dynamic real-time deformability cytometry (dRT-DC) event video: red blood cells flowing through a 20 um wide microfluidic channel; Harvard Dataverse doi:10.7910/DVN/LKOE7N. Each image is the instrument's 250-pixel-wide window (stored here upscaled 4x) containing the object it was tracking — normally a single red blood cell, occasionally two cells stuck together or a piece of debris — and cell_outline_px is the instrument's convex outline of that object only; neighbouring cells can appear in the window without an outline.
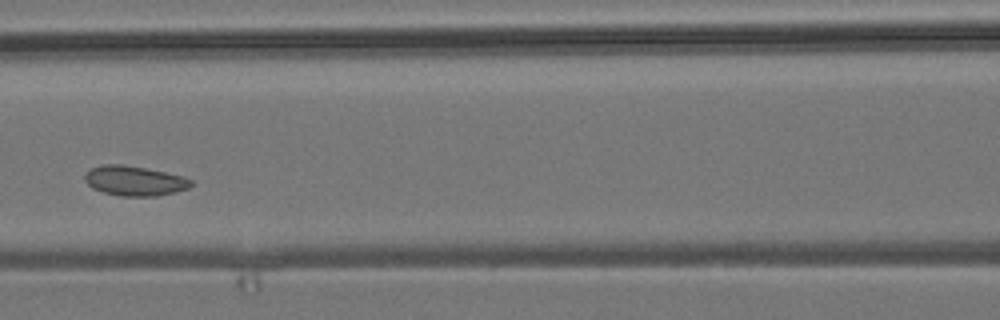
{"species": "common noctule bat (a hibernating species)", "species_latin": "Nyctalus noctula", "temperature_condition": "room temperature", "stored_images_in_passage": 7, "camera_frame_rate_fps": 3000, "um_per_image_px": 0.085, "animal": {"sex": "male", "body_mass_g": 19.2, "forearm_length_mm": 51.8}, "frame": {"image": 1, "passage_image": 5, "time_ms": 1.333, "image_size_px": [1000, 320], "cell_outline_px": [[192, 184], [188, 188], [176, 192], [156, 196], [120, 196], [104, 192], [92, 188], [84, 180], [84, 176], [92, 168], [104, 164], [124, 164], [184, 176], [192, 180]], "centroid_in_image_um": [11.44, 15.37], "position_along_channel_um": 155.2, "area_um2": 18.38}}
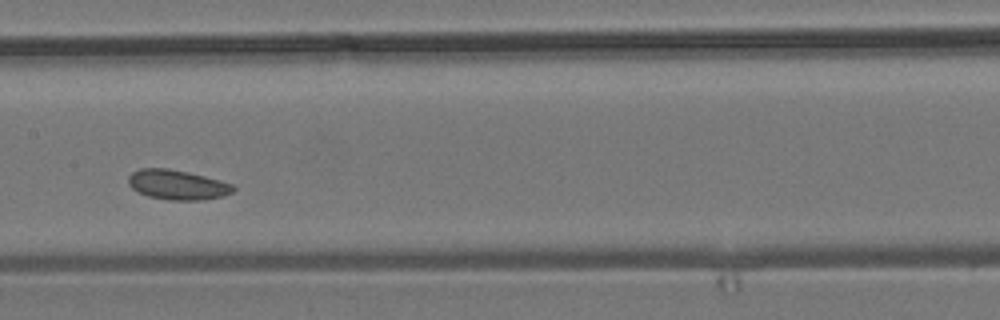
{"frame": {"image": 2, "passage_image": 6, "time_ms": 1.667, "image_size_px": [1000, 320], "cell_outline_px": [[236, 188], [232, 192], [224, 196], [200, 200], [168, 200], [148, 196], [132, 188], [128, 184], [128, 176], [132, 172], [140, 168], [168, 168], [188, 172], [220, 180], [232, 184]], "centroid_in_image_um": [15.07, 15.7], "position_along_channel_um": 192.3, "area_um2": 18.21}}
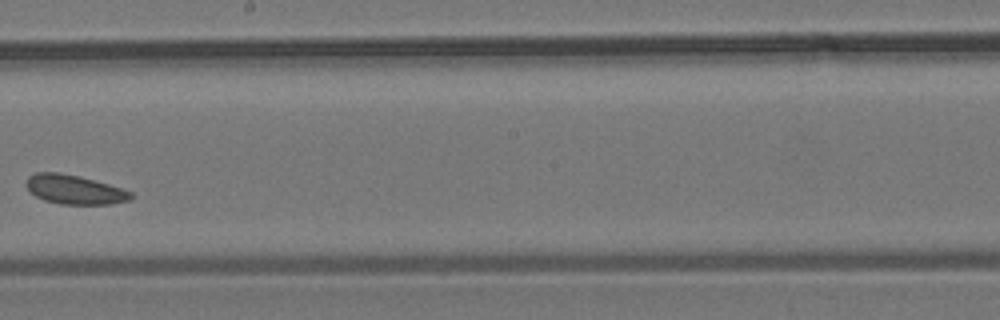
{"frame": {"image": 3, "passage_image": 7, "time_ms": 2.0, "image_size_px": [1000, 320], "cell_outline_px": [[132, 196], [128, 200], [112, 204], [60, 204], [44, 200], [36, 196], [24, 184], [28, 176], [36, 172], [60, 172], [80, 176], [108, 184], [132, 192]], "centroid_in_image_um": [6.29, 16.1], "position_along_channel_um": 241.9, "area_um2": 17.74}}